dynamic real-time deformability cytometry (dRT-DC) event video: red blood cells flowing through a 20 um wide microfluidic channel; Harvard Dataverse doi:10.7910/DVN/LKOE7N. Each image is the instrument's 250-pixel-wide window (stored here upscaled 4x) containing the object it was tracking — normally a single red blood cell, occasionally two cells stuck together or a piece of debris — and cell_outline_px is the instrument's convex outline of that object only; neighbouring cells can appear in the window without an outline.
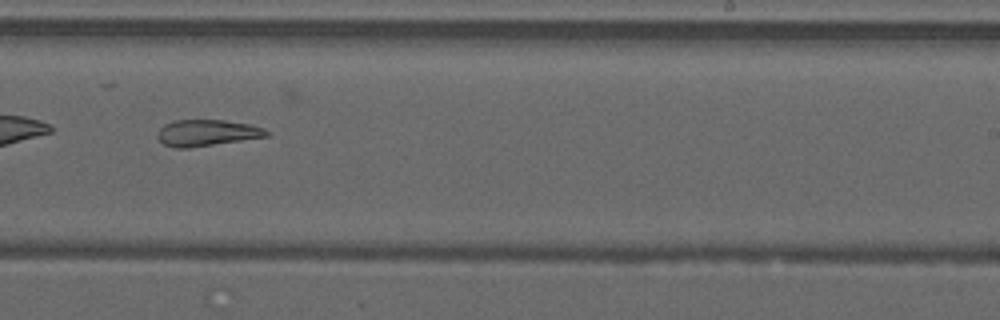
{"species": "common noctule bat (a hibernating species)", "species_latin": "Nyctalus noctula", "temperature_condition": "warm", "stored_images_in_passage": 30, "camera_frame_rate_fps": 3000, "um_per_image_px": 0.085, "animal": {"sex": "male", "forearm_length_mm": 52.5}, "frame": {"image": 1, "passage_image": 21, "time_ms": 6.667, "image_size_px": [1000, 320], "cell_outline_px": [[272, 132], [268, 136], [188, 148], [176, 148], [164, 144], [156, 136], [160, 128], [164, 124], [172, 120], [224, 120], [248, 124], [264, 128]], "centroid_in_image_um": [17.58, 11.28], "position_along_channel_um": 271.4, "area_um2": 16.7}}